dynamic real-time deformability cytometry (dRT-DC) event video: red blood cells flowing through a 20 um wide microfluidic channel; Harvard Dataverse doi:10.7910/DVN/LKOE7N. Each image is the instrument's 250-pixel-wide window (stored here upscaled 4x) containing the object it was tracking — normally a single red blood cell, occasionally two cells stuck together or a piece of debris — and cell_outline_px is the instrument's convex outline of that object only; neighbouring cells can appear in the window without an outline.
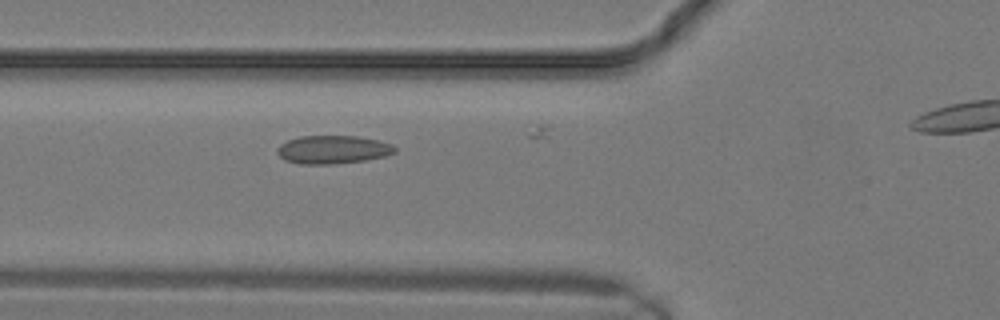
{"species": "common noctule bat (a hibernating species)", "species_latin": "Nyctalus noctula", "temperature_condition": "warm", "stored_images_in_passage": 14, "camera_frame_rate_fps": 3000, "um_per_image_px": 0.085, "animal": {"sex": "male", "body_mass_g": 19.2, "forearm_length_mm": 51.8}, "frame": {"image": 1, "passage_image": 5, "time_ms": 1.333, "image_size_px": [1000, 320], "cell_outline_px": [[396, 152], [384, 156], [364, 160], [336, 164], [300, 164], [284, 160], [276, 152], [276, 148], [280, 144], [288, 140], [300, 136], [356, 136], [376, 140], [392, 144], [396, 148]], "centroid_in_image_um": [28.26, 12.72], "position_along_channel_um": 97.5, "area_um2": 19.36}}
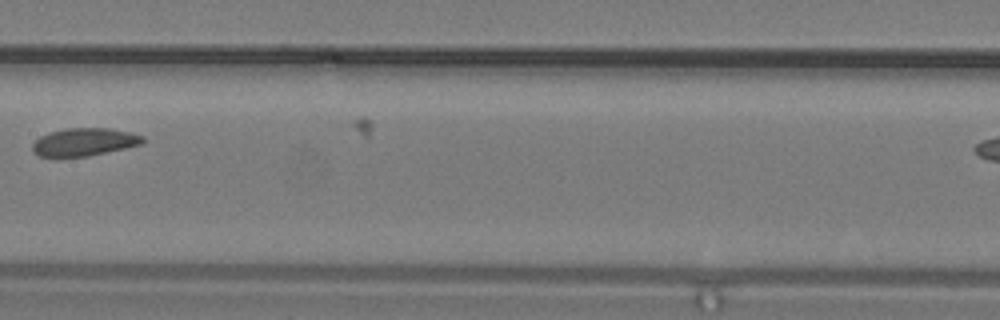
{"frame": {"image": 2, "passage_image": 9, "time_ms": 2.667, "image_size_px": [1000, 320], "cell_outline_px": [[144, 140], [140, 144], [124, 148], [88, 156], [40, 156], [32, 152], [32, 144], [40, 136], [48, 132], [64, 128], [108, 128], [132, 132], [144, 136]], "centroid_in_image_um": [7.14, 12.05], "position_along_channel_um": 200.3, "area_um2": 17.8}}
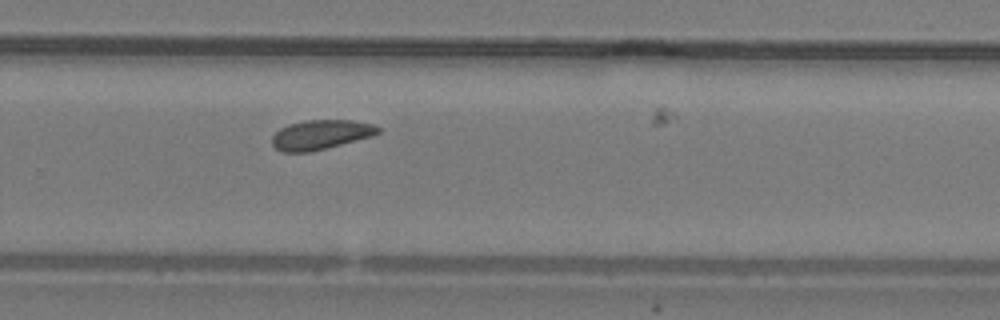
{"frame": {"image": 3, "passage_image": 13, "time_ms": 4.0, "image_size_px": [1000, 320], "cell_outline_px": [[380, 132], [372, 136], [308, 152], [284, 152], [276, 148], [272, 144], [272, 136], [280, 128], [288, 124], [304, 120], [352, 120], [372, 124], [380, 128]], "centroid_in_image_um": [27.24, 11.43], "position_along_channel_um": 302.6, "area_um2": 18.03}}